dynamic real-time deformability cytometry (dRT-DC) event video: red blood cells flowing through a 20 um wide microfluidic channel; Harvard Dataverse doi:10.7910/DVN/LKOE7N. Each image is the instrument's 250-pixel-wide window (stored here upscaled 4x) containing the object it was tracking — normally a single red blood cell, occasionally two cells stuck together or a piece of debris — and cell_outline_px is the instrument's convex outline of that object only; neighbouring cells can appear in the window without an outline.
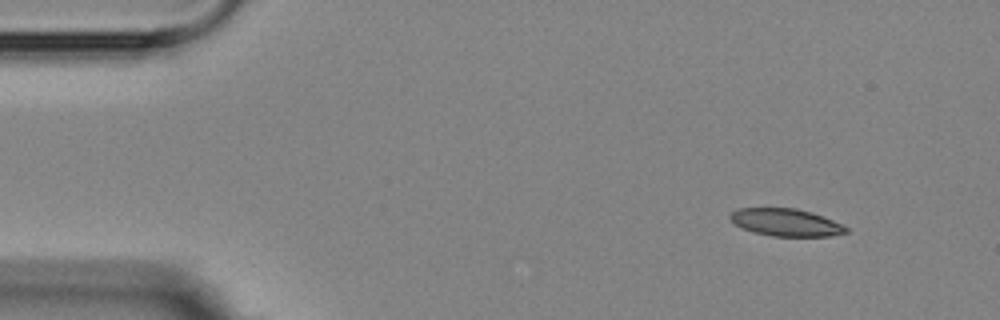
{"species": "Egyptian fruit bat (a non-hibernating species)", "species_latin": "Rousettus aegyptiacus", "temperature_condition": "room temperature", "stored_images_in_passage": 5, "camera_frame_rate_fps": 3000, "um_per_image_px": 0.085, "animal": {"sex": "female"}, "frame": {"image": 1, "passage_image": 1, "time_ms": 0.0, "image_size_px": [1000, 320], "cell_outline_px": [[848, 232], [832, 236], [772, 236], [752, 232], [740, 228], [728, 216], [732, 212], [740, 208], [796, 208], [812, 212], [832, 220], [848, 228]], "centroid_in_image_um": [66.79, 18.91], "position_along_channel_um": 18.2, "area_um2": 18.5}}
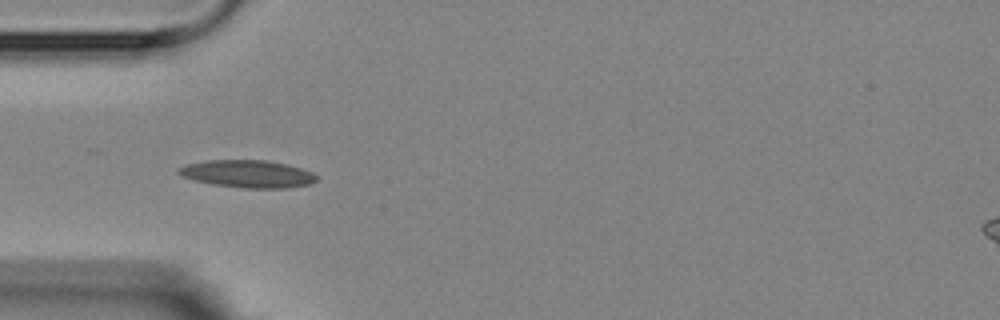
{"frame": {"image": 2, "passage_image": 4, "time_ms": 3.667, "image_size_px": [1000, 320], "cell_outline_px": [[316, 180], [308, 184], [288, 188], [244, 188], [212, 184], [196, 180], [184, 176], [176, 172], [180, 168], [188, 164], [208, 160], [264, 160], [284, 164], [300, 168], [312, 172], [316, 176]], "centroid_in_image_um": [21.06, 14.78], "position_along_channel_um": 63.9, "area_um2": 21.68}}
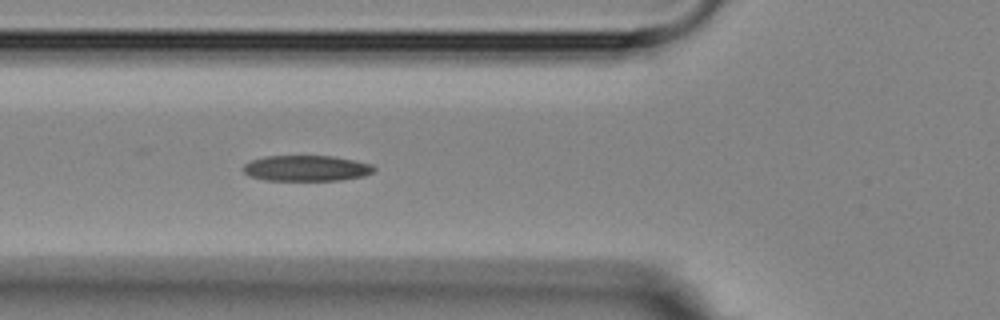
{"frame": {"image": 3, "passage_image": 5, "time_ms": 4.667, "image_size_px": [1000, 320], "cell_outline_px": [[376, 168], [372, 172], [364, 176], [340, 180], [264, 180], [248, 176], [244, 172], [244, 164], [252, 160], [264, 156], [332, 156], [372, 164]], "centroid_in_image_um": [26.03, 14.3], "position_along_channel_um": 99.8, "area_um2": 19.54}}